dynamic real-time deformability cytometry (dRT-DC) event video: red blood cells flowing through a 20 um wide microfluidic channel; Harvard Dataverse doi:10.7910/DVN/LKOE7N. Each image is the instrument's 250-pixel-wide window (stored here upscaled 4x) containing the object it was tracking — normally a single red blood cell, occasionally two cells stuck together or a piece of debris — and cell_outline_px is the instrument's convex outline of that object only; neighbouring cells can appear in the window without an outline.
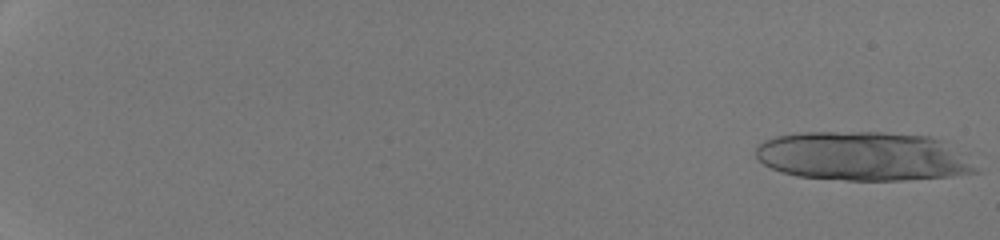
{"species": "human", "species_latin": "Homo sapiens", "temperature_condition": "room temperature", "stored_images_in_passage": 20, "camera_frame_rate_fps": 3000, "um_per_image_px": 0.085, "donor": {"sex": "male"}, "frame": {"image": 1, "passage_image": 1, "time_ms": 0.0, "image_size_px": [1000, 240], "cell_outline_px": [[980, 172], [948, 176], [904, 180], [844, 180], [796, 176], [780, 172], [764, 164], [756, 156], [756, 144], [764, 140], [776, 136], [796, 132], [884, 132], [928, 136], [940, 140], [968, 152]], "centroid_in_image_um": [73.41, 13.27], "position_along_channel_um": 11.6, "area_um2": 63.75}}